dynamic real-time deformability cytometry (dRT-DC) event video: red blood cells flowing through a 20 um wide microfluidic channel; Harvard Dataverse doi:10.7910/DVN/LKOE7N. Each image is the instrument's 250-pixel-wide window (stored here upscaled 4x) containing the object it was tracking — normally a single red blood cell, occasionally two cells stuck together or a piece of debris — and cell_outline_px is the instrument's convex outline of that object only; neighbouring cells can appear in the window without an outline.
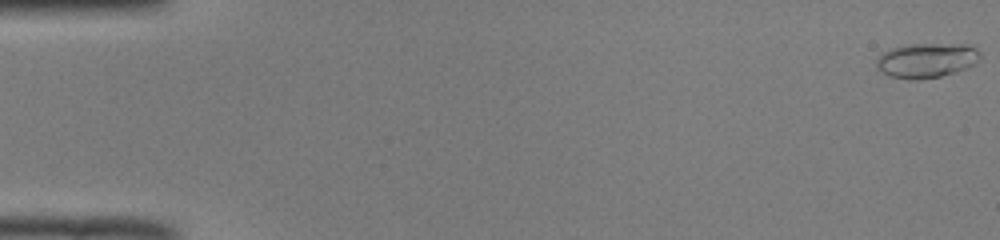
{"species": "common noctule bat (a hibernating species)", "species_latin": "Nyctalus noctula", "temperature_condition": "room temperature", "stored_images_in_passage": 52, "camera_frame_rate_fps": 3000, "um_per_image_px": 0.085, "animal": {"sex": "male", "body_mass_g": 19.0, "forearm_length_mm": 50.8}, "frame": {"image": 1, "passage_image": 1, "time_ms": 0.0, "image_size_px": [1000, 240], "cell_outline_px": [[980, 56], [972, 64], [964, 68], [940, 76], [920, 80], [908, 80], [888, 76], [876, 68], [876, 60], [884, 52], [892, 48], [908, 44], [968, 44], [976, 48], [980, 52]], "centroid_in_image_um": [78.71, 5.13], "position_along_channel_um": 6.3, "area_um2": 20.87}}
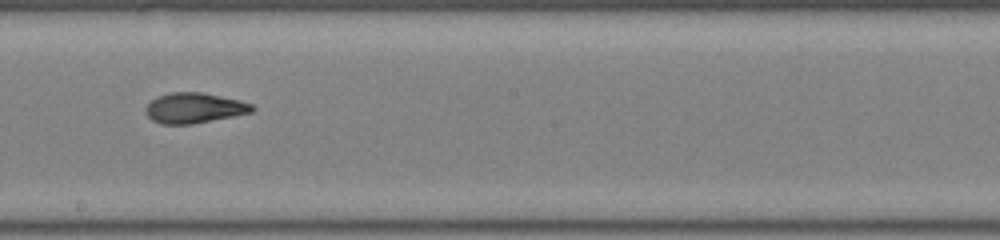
{"frame": {"image": 2, "passage_image": 30, "time_ms": 9.667, "image_size_px": [1000, 240], "cell_outline_px": [[256, 108], [252, 112], [192, 124], [160, 124], [152, 120], [144, 112], [144, 108], [156, 96], [172, 92], [200, 92], [240, 100], [252, 104]], "centroid_in_image_um": [16.48, 9.18], "position_along_channel_um": 231.7, "area_um2": 18.79}}
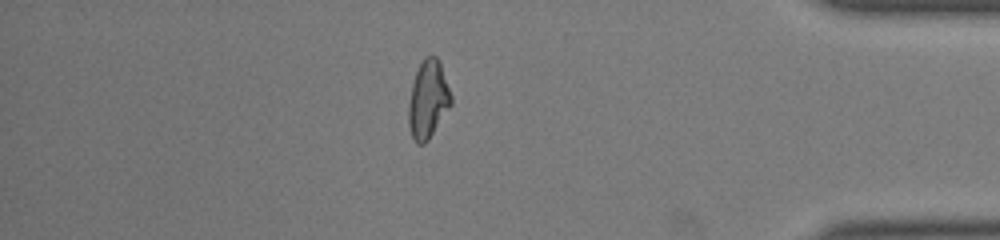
{"frame": {"image": 3, "passage_image": 45, "time_ms": 14.667, "image_size_px": [1000, 240], "cell_outline_px": [[452, 104], [428, 140], [424, 144], [416, 144], [412, 136], [408, 124], [408, 104], [412, 84], [416, 72], [424, 56], [436, 56], [440, 60], [452, 96]], "centroid_in_image_um": [36.39, 8.45], "position_along_channel_um": 398.8, "area_um2": 19.42}, "authors_computed_cell_mechanics": {"area_um2": 19.074, "velocity_mm_per_s": 4.0043, "shape_relaxation_time_tau1_ms": null, "shape_relaxation_time_tau2_ms": 2.2461, "deformation_change_tau1": null, "deformation_change_tau2": 0.0961}}